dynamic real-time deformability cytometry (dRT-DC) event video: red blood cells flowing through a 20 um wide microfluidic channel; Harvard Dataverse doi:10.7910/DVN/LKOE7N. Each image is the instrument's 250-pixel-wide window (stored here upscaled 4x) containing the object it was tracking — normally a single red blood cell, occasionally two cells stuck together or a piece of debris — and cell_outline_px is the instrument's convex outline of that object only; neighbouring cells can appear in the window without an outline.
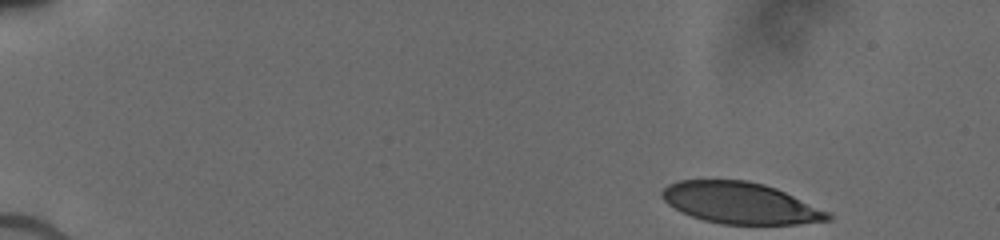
{"species": "human", "species_latin": "Homo sapiens", "temperature_condition": "cold", "stored_images_in_passage": 32, "camera_frame_rate_fps": 3000, "um_per_image_px": 0.085, "donor": {"sex": "male"}, "frame": {"image": 1, "passage_image": 1, "time_ms": 0.0, "image_size_px": [1000, 240], "cell_outline_px": [[832, 220], [796, 224], [720, 224], [704, 220], [692, 216], [668, 204], [660, 196], [660, 192], [668, 184], [680, 180], [748, 180], [764, 184], [776, 188], [828, 212], [832, 216]], "centroid_in_image_um": [62.91, 17.25], "position_along_channel_um": 22.1, "area_um2": 39.71}}
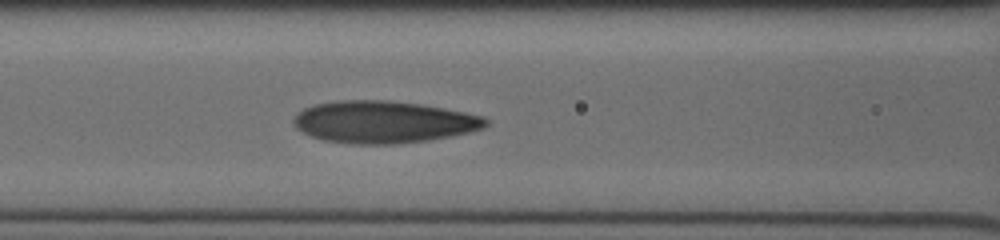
{"frame": {"image": 2, "passage_image": 19, "time_ms": 6.0, "image_size_px": [1000, 240], "cell_outline_px": [[488, 124], [484, 128], [452, 136], [428, 140], [396, 144], [352, 144], [324, 140], [300, 132], [292, 124], [292, 120], [304, 108], [316, 104], [344, 100], [388, 100], [420, 104], [444, 108], [484, 116], [488, 120]], "centroid_in_image_um": [32.6, 10.37], "position_along_channel_um": 134.0, "area_um2": 47.16}}
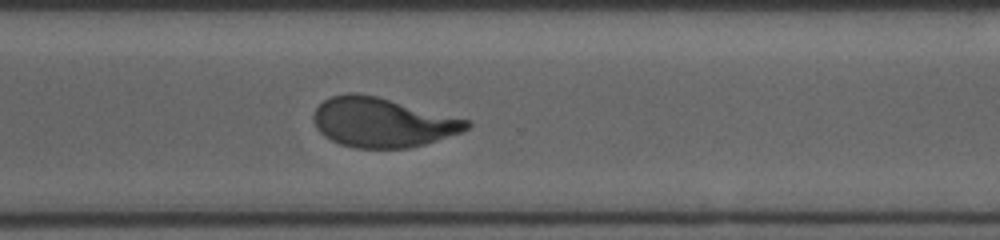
{"frame": {"image": 3, "passage_image": 32, "time_ms": 11.0, "image_size_px": [1000, 240], "cell_outline_px": [[472, 124], [468, 128], [460, 132], [424, 144], [408, 148], [356, 148], [340, 144], [324, 136], [316, 128], [312, 120], [312, 116], [316, 108], [324, 100], [332, 96], [348, 92], [356, 92], [376, 96], [472, 120]], "centroid_in_image_um": [32.49, 10.39], "position_along_channel_um": 338.1, "area_um2": 44.22}}